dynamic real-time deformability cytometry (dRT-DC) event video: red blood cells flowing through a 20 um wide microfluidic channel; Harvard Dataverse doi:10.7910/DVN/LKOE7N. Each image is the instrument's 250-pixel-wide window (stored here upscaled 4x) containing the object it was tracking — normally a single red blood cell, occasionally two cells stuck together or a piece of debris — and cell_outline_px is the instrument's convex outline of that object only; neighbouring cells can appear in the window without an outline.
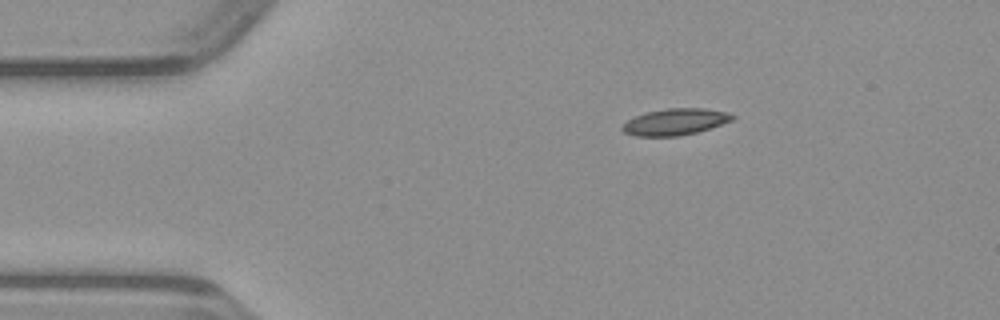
{"species": "common noctule bat (a hibernating species)", "species_latin": "Nyctalus noctula", "temperature_condition": "warm", "stored_images_in_passage": 42, "camera_frame_rate_fps": 3000, "um_per_image_px": 0.085, "animal": {"sex": "male", "body_mass_g": 23.1, "forearm_length_mm": 52.7}, "frame": {"image": 1, "passage_image": 1, "time_ms": 0.0, "image_size_px": [1000, 320], "cell_outline_px": [[736, 116], [732, 120], [696, 132], [680, 136], [636, 136], [624, 132], [620, 128], [628, 120], [636, 116], [648, 112], [668, 108], [704, 108], [728, 112]], "centroid_in_image_um": [57.39, 10.35], "position_along_channel_um": 27.6, "area_um2": 16.76}}
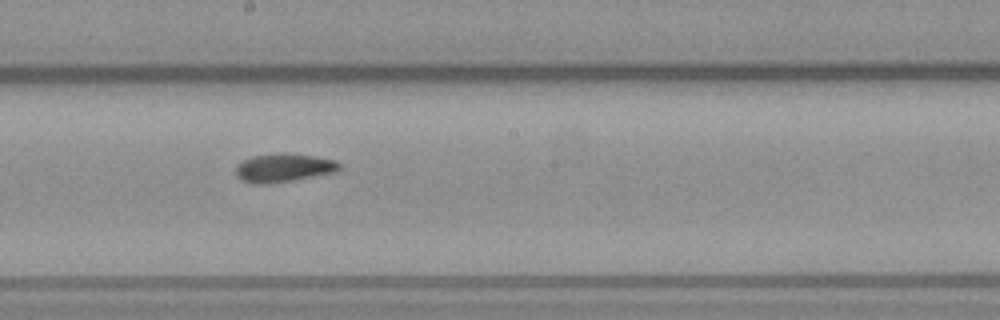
{"frame": {"image": 2, "passage_image": 19, "time_ms": 6.0, "image_size_px": [1000, 320], "cell_outline_px": [[340, 168], [336, 172], [292, 180], [268, 184], [252, 184], [240, 180], [236, 176], [236, 164], [252, 156], [276, 152], [284, 152], [316, 156], [336, 160], [340, 164]], "centroid_in_image_um": [24.08, 14.25], "position_along_channel_um": 224.1, "area_um2": 17.51}}
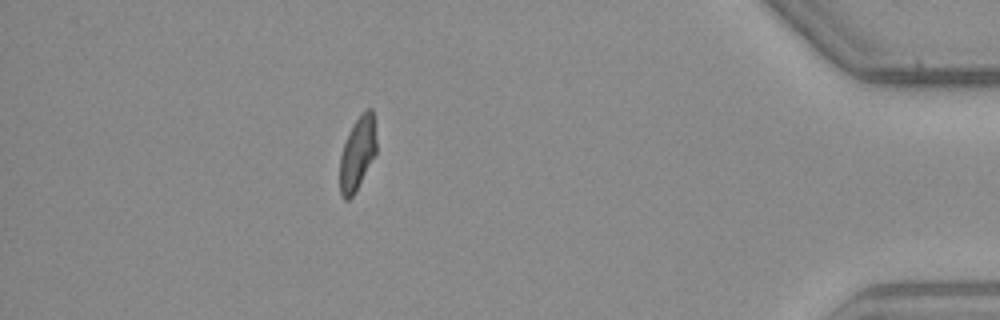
{"frame": {"image": 3, "passage_image": 36, "time_ms": 11.667, "image_size_px": [1000, 320], "cell_outline_px": [[376, 152], [356, 192], [348, 200], [344, 200], [340, 196], [340, 156], [348, 132], [356, 120], [368, 108], [372, 108], [376, 140]], "centroid_in_image_um": [30.36, 13.09], "position_along_channel_um": 404.8, "area_um2": 15.49}}